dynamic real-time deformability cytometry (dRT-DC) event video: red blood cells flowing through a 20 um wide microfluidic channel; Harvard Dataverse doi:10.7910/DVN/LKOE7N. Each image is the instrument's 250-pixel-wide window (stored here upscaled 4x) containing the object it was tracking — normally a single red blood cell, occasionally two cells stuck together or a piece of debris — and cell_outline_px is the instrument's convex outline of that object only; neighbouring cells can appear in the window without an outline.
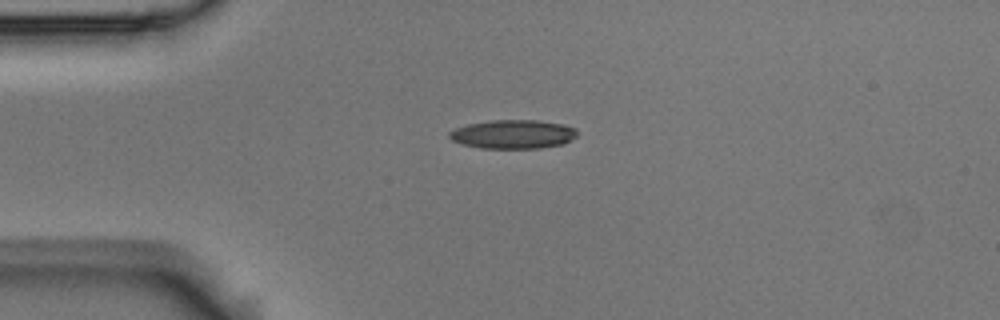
{"species": "Egyptian fruit bat (a non-hibernating species)", "species_latin": "Rousettus aegyptiacus", "temperature_condition": "room temperature", "stored_images_in_passage": 1, "camera_frame_rate_fps": 3000, "um_per_image_px": 0.085, "animal": {"sex": "male"}, "frame": {"image": 1, "passage_image": 1, "time_ms": 0.0, "image_size_px": [1000, 320], "cell_outline_px": [[576, 136], [564, 144], [540, 148], [480, 148], [460, 144], [452, 140], [448, 136], [448, 132], [456, 128], [468, 124], [492, 120], [536, 120], [564, 124], [576, 128]], "centroid_in_image_um": [43.6, 11.41], "position_along_channel_um": 41.4, "area_um2": 21.56}}